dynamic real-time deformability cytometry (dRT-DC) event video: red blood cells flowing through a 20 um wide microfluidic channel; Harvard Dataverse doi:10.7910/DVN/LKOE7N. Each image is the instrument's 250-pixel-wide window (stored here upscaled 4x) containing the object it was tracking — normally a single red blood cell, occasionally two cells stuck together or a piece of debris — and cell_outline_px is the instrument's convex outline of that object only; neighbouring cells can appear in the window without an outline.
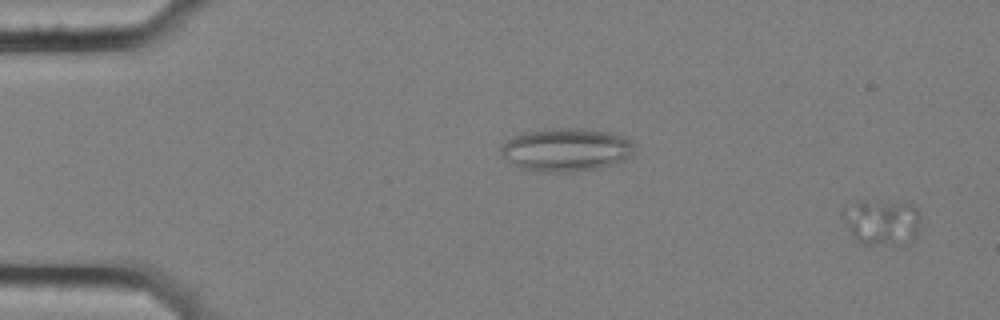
{"species": "common noctule bat (a hibernating species)", "species_latin": "Nyctalus noctula", "temperature_condition": "cold", "stored_images_in_passage": 59, "camera_frame_rate_fps": 3000, "um_per_image_px": 0.085, "animal": {"sex": "female", "body_mass_g": 25.1}, "frame": {"image": 1, "passage_image": 3, "time_ms": 0.667, "image_size_px": [1000, 320], "cell_outline_px": [[916, 228], [912, 232], [896, 244], [864, 244], [848, 228], [840, 216], [840, 212], [844, 208], [856, 200], [904, 200], [912, 204], [916, 208]], "centroid_in_image_um": [74.81, 18.74], "position_along_channel_um": 10.2, "area_um2": 19.94}}
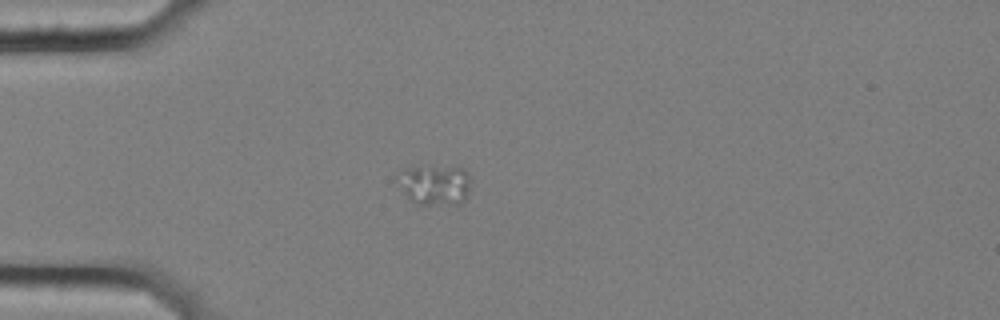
{"frame": {"image": 2, "passage_image": 17, "time_ms": 5.333, "image_size_px": [1000, 320], "cell_outline_px": [[468, 192], [464, 200], [460, 204], [416, 204], [404, 192], [404, 168], [464, 168], [468, 172]], "centroid_in_image_um": [37.08, 15.75], "position_along_channel_um": 47.9, "area_um2": 15.78}}
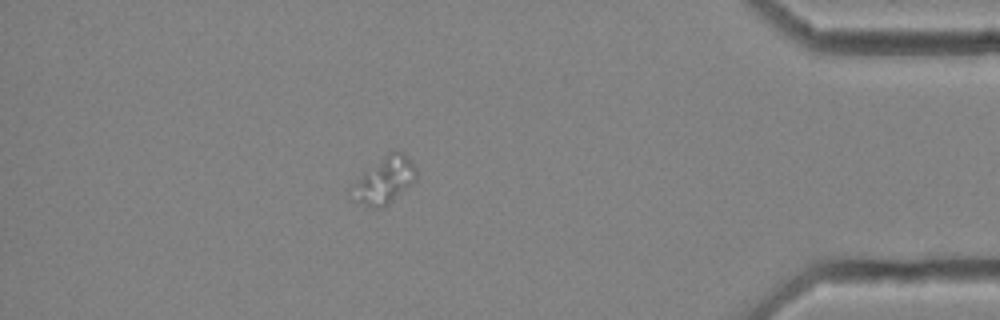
{"frame": {"image": 3, "passage_image": 52, "time_ms": 17.0, "image_size_px": [1000, 320], "cell_outline_px": [[416, 180], [388, 204], [380, 208], [372, 208], [356, 204], [348, 188], [348, 184], [388, 152], [400, 152], [416, 168]], "centroid_in_image_um": [32.56, 15.38], "position_along_channel_um": 402.6, "area_um2": 17.69}}